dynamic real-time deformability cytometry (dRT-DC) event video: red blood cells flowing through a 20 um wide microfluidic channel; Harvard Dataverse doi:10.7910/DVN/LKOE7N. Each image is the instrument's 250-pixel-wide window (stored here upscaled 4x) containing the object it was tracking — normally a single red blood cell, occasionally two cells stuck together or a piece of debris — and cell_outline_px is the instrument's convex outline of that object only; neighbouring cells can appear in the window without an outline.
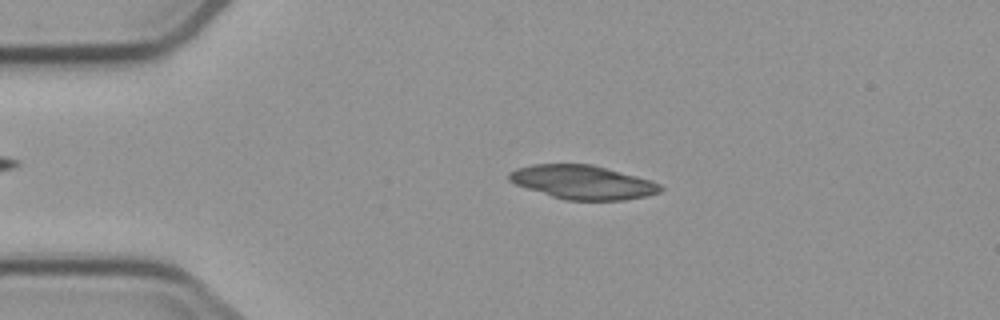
{"species": "common noctule bat (a hibernating species)", "species_latin": "Nyctalus noctula", "temperature_condition": "cold", "stored_images_in_passage": 3, "camera_frame_rate_fps": 3000, "um_per_image_px": 0.085, "animal": {"sex": "male", "body_mass_g": 23.1, "forearm_length_mm": 52.7}, "frame": {"image": 1, "passage_image": 2, "time_ms": 1.0, "image_size_px": [1000, 320], "cell_outline_px": [[664, 188], [660, 192], [644, 196], [624, 200], [564, 200], [516, 184], [508, 180], [508, 172], [516, 168], [532, 164], [592, 164], [652, 180], [660, 184]], "centroid_in_image_um": [49.53, 15.48], "position_along_channel_um": 35.5, "area_um2": 29.77}}